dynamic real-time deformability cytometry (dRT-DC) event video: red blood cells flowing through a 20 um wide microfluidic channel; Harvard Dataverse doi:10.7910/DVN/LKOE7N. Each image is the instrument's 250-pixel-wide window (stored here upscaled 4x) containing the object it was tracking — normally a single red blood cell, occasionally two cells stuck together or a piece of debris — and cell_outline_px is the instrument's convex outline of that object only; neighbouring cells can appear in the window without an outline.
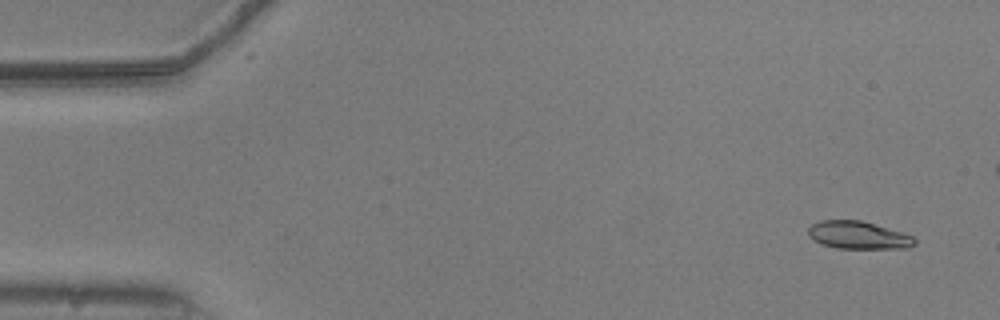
{"species": "common noctule bat (a hibernating species)", "species_latin": "Nyctalus noctula", "temperature_condition": "warm", "stored_images_in_passage": 48, "camera_frame_rate_fps": 3000, "um_per_image_px": 0.085, "animal": {"sex": "male", "body_mass_g": 20.5, "forearm_length_mm": 52.5}, "frame": {"image": 1, "passage_image": 3, "time_ms": 0.667, "image_size_px": [1000, 320], "cell_outline_px": [[916, 244], [908, 248], [836, 248], [820, 244], [812, 240], [808, 236], [808, 228], [812, 224], [820, 220], [860, 220], [904, 232], [912, 236], [916, 240]], "centroid_in_image_um": [72.93, 19.99], "position_along_channel_um": 12.1, "area_um2": 17.34}}
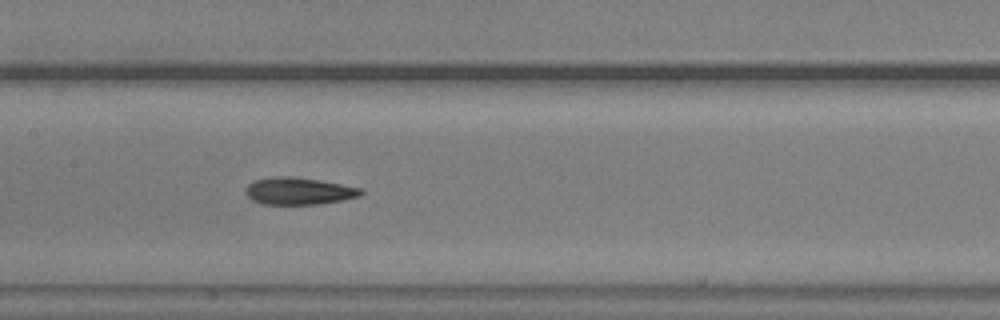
{"frame": {"image": 2, "passage_image": 26, "time_ms": 8.333, "image_size_px": [1000, 320], "cell_outline_px": [[364, 192], [360, 196], [344, 200], [316, 204], [260, 204], [252, 200], [244, 192], [244, 188], [248, 184], [256, 180], [276, 176], [292, 176], [320, 180], [360, 188]], "centroid_in_image_um": [25.37, 16.24], "position_along_channel_um": 182.0, "area_um2": 18.26}}
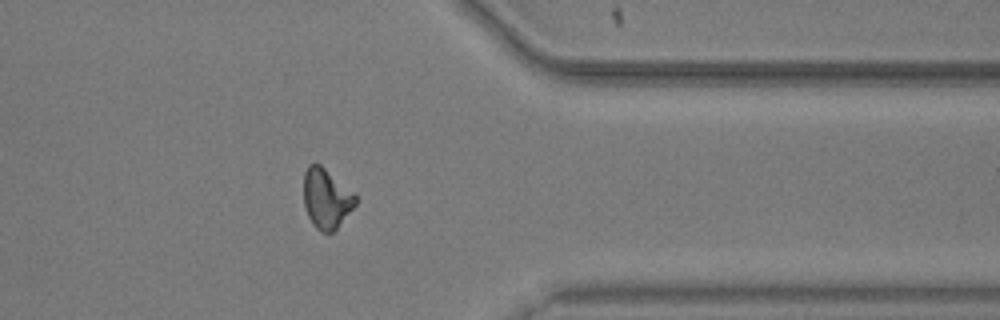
{"frame": {"image": 3, "passage_image": 43, "time_ms": 14.0, "image_size_px": [1000, 320], "cell_outline_px": [[356, 204], [336, 228], [332, 232], [320, 232], [312, 224], [308, 216], [304, 204], [304, 172], [308, 164], [320, 164], [352, 192], [356, 196]], "centroid_in_image_um": [27.71, 16.88], "position_along_channel_um": 383.7, "area_um2": 17.74}}